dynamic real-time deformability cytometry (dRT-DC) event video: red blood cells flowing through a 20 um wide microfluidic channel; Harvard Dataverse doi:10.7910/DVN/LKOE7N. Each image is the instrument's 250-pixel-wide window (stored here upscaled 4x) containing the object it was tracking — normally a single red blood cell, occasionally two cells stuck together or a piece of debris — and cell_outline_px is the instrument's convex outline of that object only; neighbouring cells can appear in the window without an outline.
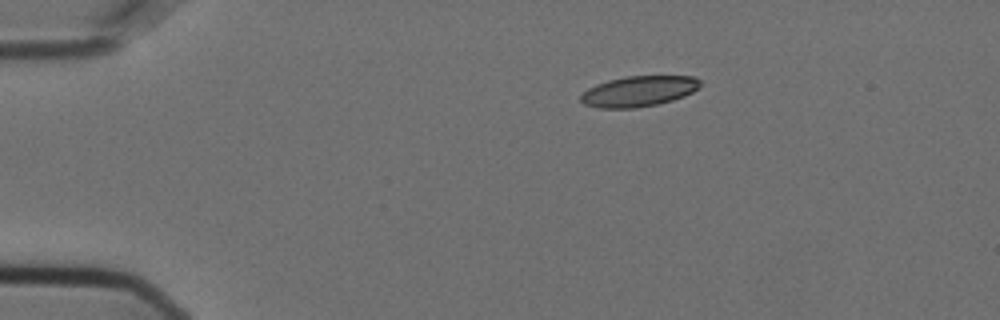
{"species": "Egyptian fruit bat (a non-hibernating species)", "species_latin": "Rousettus aegyptiacus", "temperature_condition": "cold", "stored_images_in_passage": 47, "camera_frame_rate_fps": 3000, "um_per_image_px": 0.085, "animal": {"sex": "female"}, "frame": {"image": 1, "passage_image": 1, "time_ms": 0.0, "image_size_px": [1000, 320], "cell_outline_px": [[700, 84], [692, 92], [684, 96], [672, 100], [656, 104], [636, 108], [596, 108], [584, 104], [580, 100], [580, 96], [588, 88], [596, 84], [608, 80], [628, 76], [692, 76], [700, 80]], "centroid_in_image_um": [54.25, 7.76], "position_along_channel_um": 30.8, "area_um2": 21.15}}
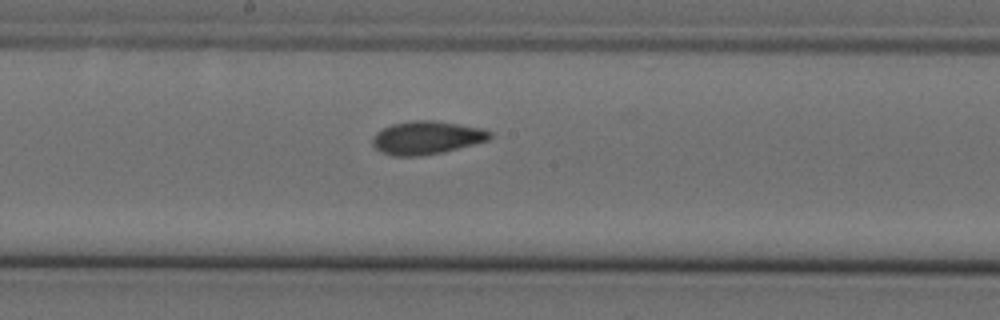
{"frame": {"image": 2, "passage_image": 21, "time_ms": 6.667, "image_size_px": [1000, 320], "cell_outline_px": [[492, 136], [488, 140], [440, 152], [420, 156], [392, 156], [380, 152], [372, 144], [372, 136], [376, 132], [392, 124], [412, 120], [432, 120], [460, 124], [484, 128], [492, 132]], "centroid_in_image_um": [36.24, 11.69], "position_along_channel_um": 212.0, "area_um2": 22.66}}
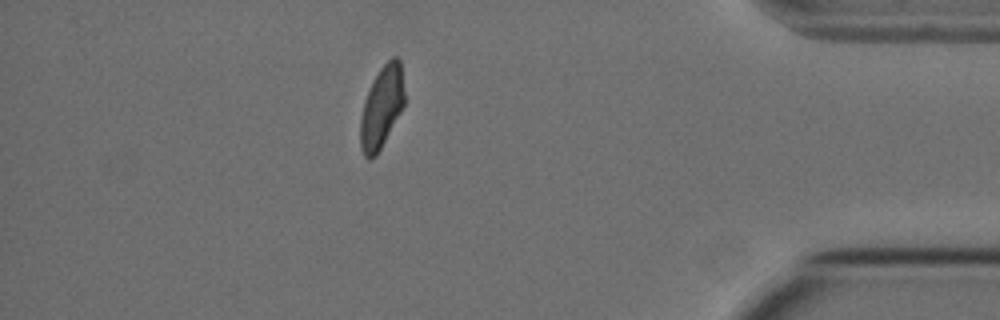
{"frame": {"image": 3, "passage_image": 40, "time_ms": 13.0, "image_size_px": [1000, 320], "cell_outline_px": [[404, 104], [400, 112], [376, 156], [368, 160], [364, 156], [360, 148], [360, 120], [364, 100], [372, 80], [380, 68], [392, 56], [396, 56], [400, 60], [404, 92]], "centroid_in_image_um": [32.42, 9.1], "position_along_channel_um": 402.8, "area_um2": 20.92}, "authors_computed_cell_mechanics": {"area_um2": 22.1374, "velocity_mm_per_s": 3.6127, "shape_relaxation_time_tau1_ms": 7.5805, "shape_relaxation_time_tau2_ms": 3.5093, "deformation_change_tau1": 0.1919, "deformation_change_tau2": 0.0486}}